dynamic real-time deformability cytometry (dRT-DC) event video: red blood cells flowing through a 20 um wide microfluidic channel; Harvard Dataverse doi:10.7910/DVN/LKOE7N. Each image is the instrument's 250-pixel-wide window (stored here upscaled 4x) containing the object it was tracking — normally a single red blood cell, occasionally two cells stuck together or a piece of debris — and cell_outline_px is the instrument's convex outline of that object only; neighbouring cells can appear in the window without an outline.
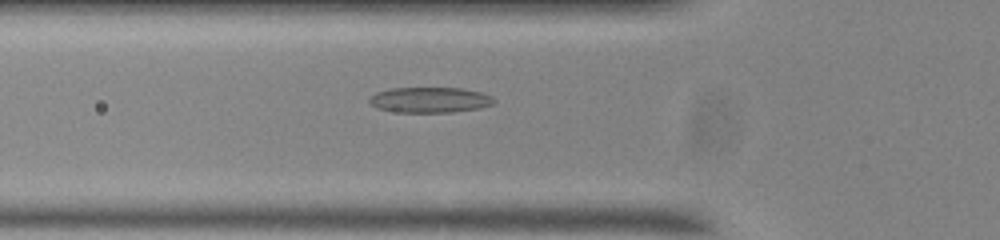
{"species": "common noctule bat (a hibernating species)", "species_latin": "Nyctalus noctula", "temperature_condition": "room temperature", "stored_images_in_passage": 45, "camera_frame_rate_fps": 3000, "um_per_image_px": 0.085, "animal": {"sex": "male", "body_mass_g": 20.0, "forearm_length_mm": 53.3}, "frame": {"image": 1, "passage_image": 9, "time_ms": 2.667, "image_size_px": [1000, 240], "cell_outline_px": [[496, 100], [492, 104], [480, 108], [452, 112], [400, 112], [376, 108], [368, 100], [376, 92], [392, 88], [460, 88], [480, 92], [492, 96]], "centroid_in_image_um": [36.55, 8.49], "position_along_channel_um": 89.2, "area_um2": 18.38}}
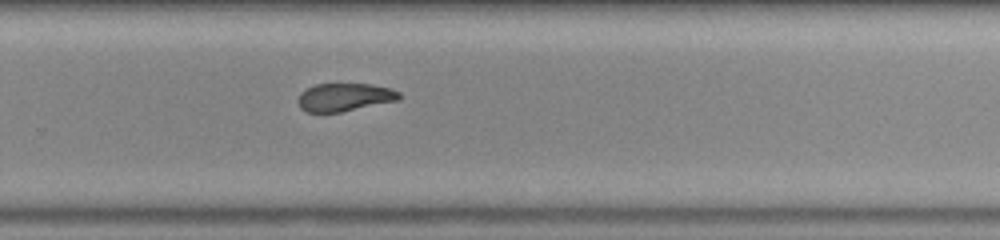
{"frame": {"image": 2, "passage_image": 26, "time_ms": 8.333, "image_size_px": [1000, 240], "cell_outline_px": [[400, 100], [340, 112], [304, 112], [300, 108], [296, 100], [300, 92], [316, 84], [372, 84], [392, 88], [400, 92]], "centroid_in_image_um": [29.28, 8.26], "position_along_channel_um": 300.5, "area_um2": 16.7}}
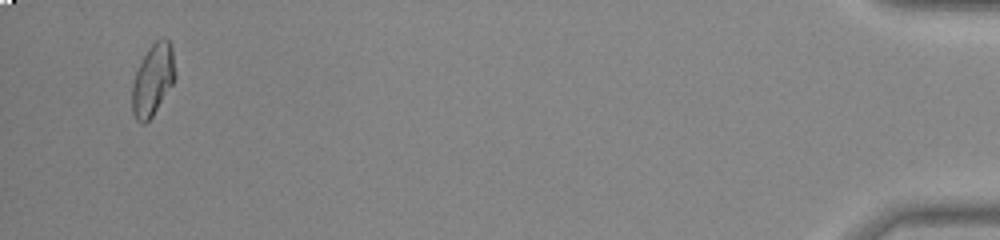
{"frame": {"image": 3, "passage_image": 43, "time_ms": 14.0, "image_size_px": [1000, 240], "cell_outline_px": [[176, 76], [172, 84], [152, 116], [144, 124], [140, 124], [136, 120], [132, 112], [132, 84], [136, 72], [148, 48], [156, 40], [164, 36], [172, 44]], "centroid_in_image_um": [13.0, 6.76], "position_along_channel_um": 422.2, "area_um2": 17.92}, "authors_computed_cell_mechanics": {"area_um2": 18.0336, "velocity_mm_per_s": 3.7225, "shape_relaxation_time_tau1_ms": null, "shape_relaxation_time_tau2_ms": 2.1076, "deformation_change_tau1": null, "deformation_change_tau2": 0.0823}}